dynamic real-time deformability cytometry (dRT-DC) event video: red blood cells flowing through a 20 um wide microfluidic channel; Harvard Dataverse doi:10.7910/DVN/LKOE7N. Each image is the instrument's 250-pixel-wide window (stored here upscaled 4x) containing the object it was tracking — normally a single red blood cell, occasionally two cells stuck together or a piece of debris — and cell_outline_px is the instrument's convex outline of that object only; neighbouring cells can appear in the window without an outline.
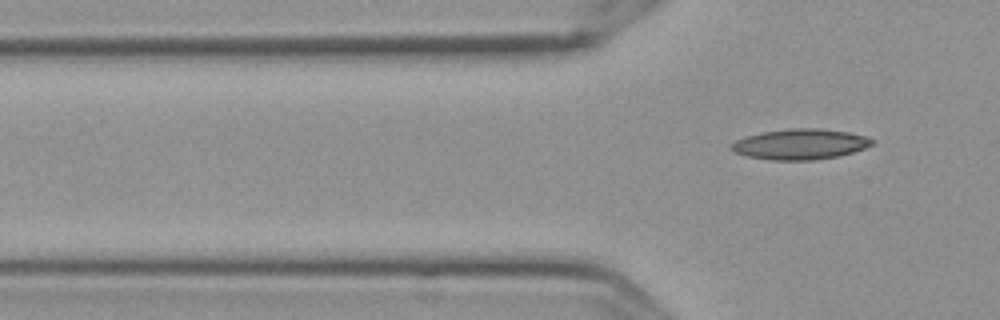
{"species": "Egyptian fruit bat (a non-hibernating species)", "species_latin": "Rousettus aegyptiacus", "temperature_condition": "cold", "stored_images_in_passage": 3, "camera_frame_rate_fps": 3000, "um_per_image_px": 0.085, "frame": {"image": 1, "passage_image": 3, "time_ms": 0.667, "image_size_px": [1000, 320], "cell_outline_px": [[872, 144], [864, 148], [840, 156], [816, 160], [772, 160], [748, 156], [732, 152], [728, 148], [728, 144], [744, 136], [764, 132], [788, 128], [816, 128], [848, 132], [864, 136], [872, 140]], "centroid_in_image_um": [67.94, 12.26], "position_along_channel_um": 57.9, "area_um2": 25.09}}